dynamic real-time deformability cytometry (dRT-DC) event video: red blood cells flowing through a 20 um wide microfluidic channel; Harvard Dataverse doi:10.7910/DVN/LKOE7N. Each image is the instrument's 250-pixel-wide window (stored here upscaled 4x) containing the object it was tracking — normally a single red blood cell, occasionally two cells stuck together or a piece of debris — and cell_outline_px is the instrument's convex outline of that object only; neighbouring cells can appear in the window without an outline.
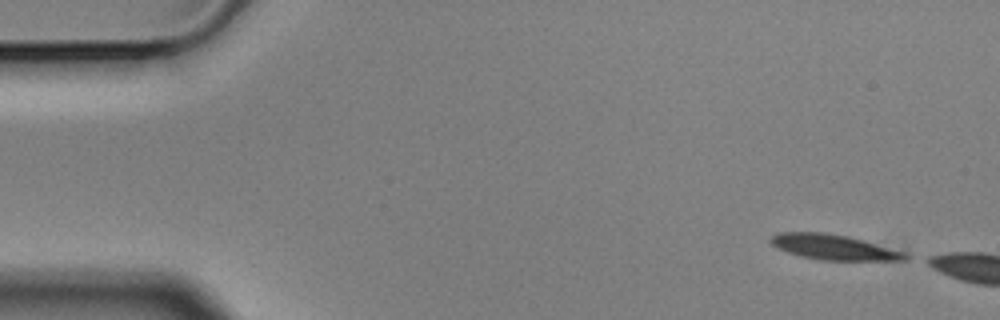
{"species": "Egyptian fruit bat (a non-hibernating species)", "species_latin": "Rousettus aegyptiacus", "temperature_condition": "cold", "stored_images_in_passage": 2, "camera_frame_rate_fps": 3000, "um_per_image_px": 0.085, "animal": {"sex": "male"}, "frame": {"image": 1, "passage_image": 1, "time_ms": 0.0, "image_size_px": [1000, 320], "cell_outline_px": [[912, 256], [904, 260], [820, 260], [800, 256], [776, 248], [768, 240], [772, 236], [780, 232], [824, 232], [848, 236], [864, 240], [904, 252]], "centroid_in_image_um": [70.85, 21.0], "position_along_channel_um": 14.2, "area_um2": 19.77}}